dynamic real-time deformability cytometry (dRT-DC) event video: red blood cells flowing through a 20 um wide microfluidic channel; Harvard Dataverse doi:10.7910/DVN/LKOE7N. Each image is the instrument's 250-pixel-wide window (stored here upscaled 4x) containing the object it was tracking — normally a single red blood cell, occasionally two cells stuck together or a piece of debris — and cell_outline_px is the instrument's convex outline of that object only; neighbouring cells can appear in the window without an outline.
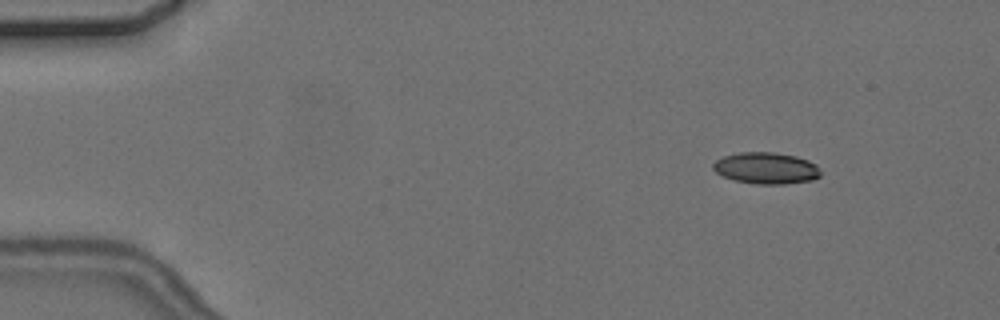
{"species": "common noctule bat (a hibernating species)", "species_latin": "Nyctalus noctula", "temperature_condition": "cold", "stored_images_in_passage": 6, "camera_frame_rate_fps": 3000, "um_per_image_px": 0.085, "animal": {"sex": "female", "body_mass_g": 24.6, "forearm_length_mm": 56.2}, "frame": {"image": 1, "passage_image": 2, "time_ms": 1.0, "image_size_px": [1000, 320], "cell_outline_px": [[820, 176], [812, 180], [784, 184], [756, 184], [736, 180], [724, 176], [716, 172], [712, 168], [712, 164], [716, 160], [724, 156], [740, 152], [776, 152], [796, 156], [808, 160], [816, 164], [820, 168]], "centroid_in_image_um": [65.14, 14.28], "position_along_channel_um": 19.9, "area_um2": 19.77}}
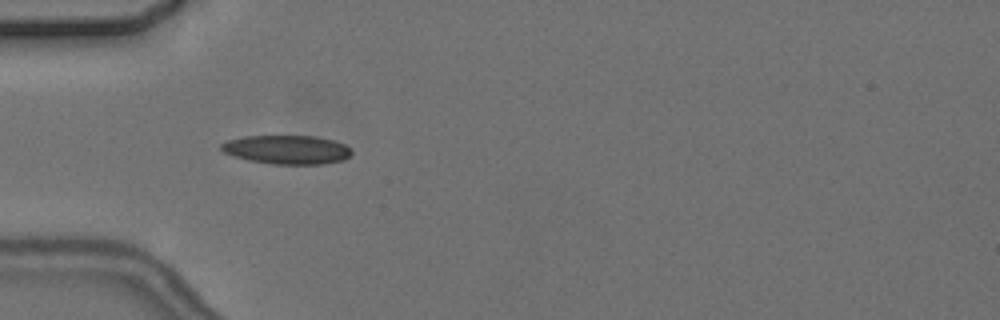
{"frame": {"image": 2, "passage_image": 5, "time_ms": 4.667, "image_size_px": [1000, 320], "cell_outline_px": [[352, 152], [344, 160], [320, 164], [272, 164], [248, 160], [224, 152], [220, 148], [220, 144], [228, 140], [244, 136], [316, 136], [332, 140], [344, 144], [352, 148]], "centroid_in_image_um": [24.4, 12.71], "position_along_channel_um": 60.6, "area_um2": 21.85}}
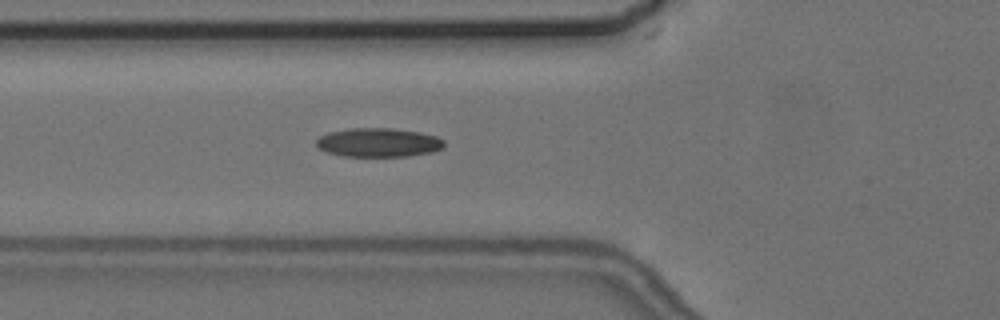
{"frame": {"image": 3, "passage_image": 6, "time_ms": 5.667, "image_size_px": [1000, 320], "cell_outline_px": [[444, 144], [440, 148], [432, 152], [408, 156], [340, 156], [324, 152], [316, 144], [316, 140], [320, 136], [328, 132], [348, 128], [392, 128], [420, 132], [436, 136], [444, 140]], "centroid_in_image_um": [32.13, 12.11], "position_along_channel_um": 93.7, "area_um2": 21.62}}